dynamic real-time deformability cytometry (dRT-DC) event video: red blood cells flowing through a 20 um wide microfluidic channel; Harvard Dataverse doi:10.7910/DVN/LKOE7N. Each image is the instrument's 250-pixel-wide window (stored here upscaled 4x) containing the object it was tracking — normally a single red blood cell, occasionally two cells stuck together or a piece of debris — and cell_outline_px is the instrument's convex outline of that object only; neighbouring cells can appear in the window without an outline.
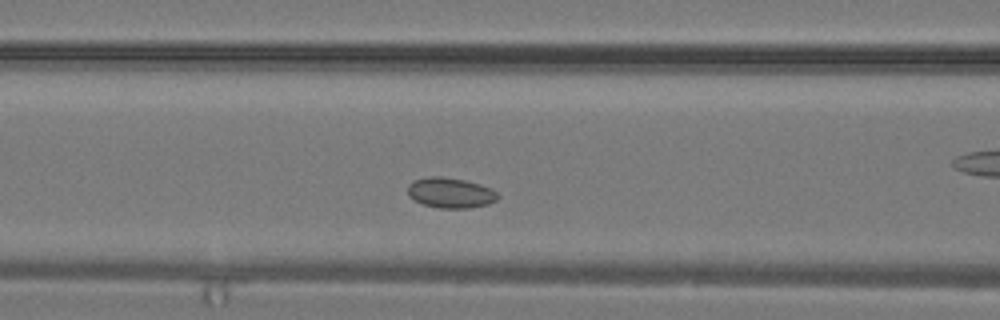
{"species": "common noctule bat (a hibernating species)", "species_latin": "Nyctalus noctula", "temperature_condition": "warm", "stored_images_in_passage": 25, "camera_frame_rate_fps": 3000, "um_per_image_px": 0.085, "animal": {"sex": "male", "body_mass_g": 19.2, "forearm_length_mm": 51.8}, "frame": {"image": 1, "passage_image": 8, "time_ms": 2.333, "image_size_px": [1000, 320], "cell_outline_px": [[500, 196], [496, 200], [488, 204], [468, 208], [440, 208], [424, 204], [408, 196], [408, 184], [412, 180], [428, 176], [440, 176], [464, 180], [480, 184], [492, 188]], "centroid_in_image_um": [38.29, 16.38], "position_along_channel_um": 128.3, "area_um2": 15.95}}
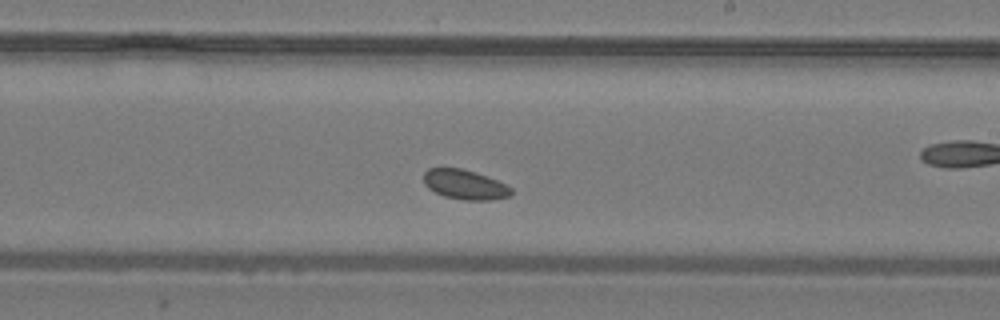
{"frame": {"image": 2, "passage_image": 14, "time_ms": 4.333, "image_size_px": [1000, 320], "cell_outline_px": [[512, 192], [508, 196], [492, 200], [464, 200], [444, 196], [428, 188], [424, 184], [424, 172], [428, 168], [460, 168], [476, 172], [488, 176], [512, 188]], "centroid_in_image_um": [39.5, 15.68], "position_along_channel_um": 249.5, "area_um2": 15.09}}